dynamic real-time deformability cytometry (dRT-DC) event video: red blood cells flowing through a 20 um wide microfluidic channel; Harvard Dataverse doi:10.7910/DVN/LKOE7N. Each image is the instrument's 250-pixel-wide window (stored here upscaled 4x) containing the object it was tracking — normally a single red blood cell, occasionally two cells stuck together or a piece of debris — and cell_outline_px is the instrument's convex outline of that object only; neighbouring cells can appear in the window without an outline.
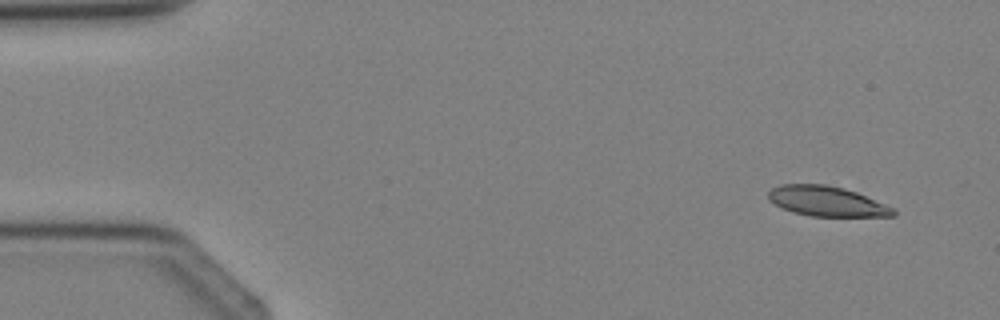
{"species": "Egyptian fruit bat (a non-hibernating species)", "species_latin": "Rousettus aegyptiacus", "temperature_condition": "cold", "stored_images_in_passage": 3, "camera_frame_rate_fps": 3000, "um_per_image_px": 0.085, "animal": {"sex": "female"}, "frame": {"image": 1, "passage_image": 1, "time_ms": 0.0, "image_size_px": [1000, 320], "cell_outline_px": [[896, 216], [812, 216], [792, 212], [768, 200], [768, 192], [772, 188], [784, 184], [824, 184], [844, 188], [856, 192], [896, 208]], "centroid_in_image_um": [70.31, 17.11], "position_along_channel_um": 14.7, "area_um2": 21.79}}
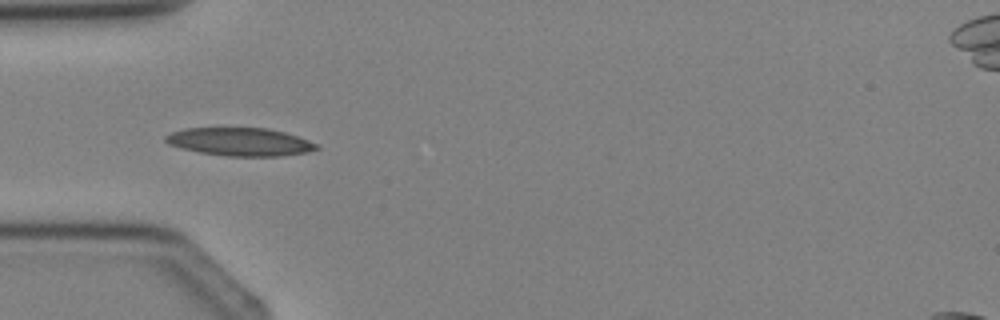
{"frame": {"image": 2, "passage_image": 3, "time_ms": 3.0, "image_size_px": [1000, 320], "cell_outline_px": [[320, 148], [308, 152], [280, 156], [228, 156], [200, 152], [180, 148], [168, 144], [164, 140], [164, 136], [172, 132], [184, 128], [268, 128], [284, 132], [320, 144]], "centroid_in_image_um": [20.41, 12.05], "position_along_channel_um": 64.6, "area_um2": 24.74}}